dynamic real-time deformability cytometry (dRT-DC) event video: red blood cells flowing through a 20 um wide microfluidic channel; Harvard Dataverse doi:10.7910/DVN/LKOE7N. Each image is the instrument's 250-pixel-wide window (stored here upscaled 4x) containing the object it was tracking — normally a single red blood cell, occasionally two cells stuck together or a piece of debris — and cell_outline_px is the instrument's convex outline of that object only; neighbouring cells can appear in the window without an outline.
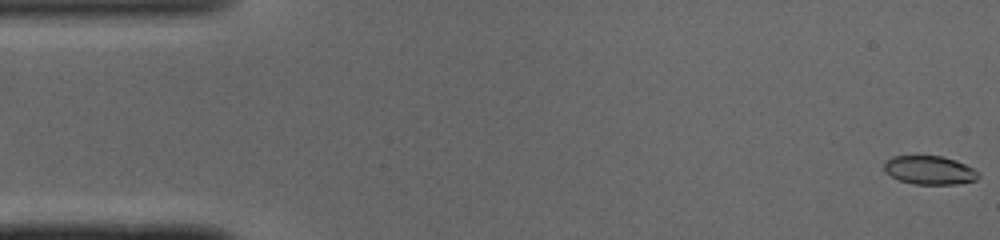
{"species": "common noctule bat (a hibernating species)", "species_latin": "Nyctalus noctula", "temperature_condition": "cold", "stored_images_in_passage": 11, "camera_frame_rate_fps": 3000, "um_per_image_px": 0.085, "animal": {"sex": "male", "body_mass_g": 19.0, "forearm_length_mm": 50.8}, "frame": {"image": 1, "passage_image": 1, "time_ms": 0.0, "image_size_px": [1000, 240], "cell_outline_px": [[980, 176], [976, 180], [956, 184], [916, 184], [900, 180], [884, 172], [884, 160], [892, 156], [944, 156], [956, 160], [980, 172]], "centroid_in_image_um": [79.01, 14.45], "position_along_channel_um": 6.0, "area_um2": 15.78}}